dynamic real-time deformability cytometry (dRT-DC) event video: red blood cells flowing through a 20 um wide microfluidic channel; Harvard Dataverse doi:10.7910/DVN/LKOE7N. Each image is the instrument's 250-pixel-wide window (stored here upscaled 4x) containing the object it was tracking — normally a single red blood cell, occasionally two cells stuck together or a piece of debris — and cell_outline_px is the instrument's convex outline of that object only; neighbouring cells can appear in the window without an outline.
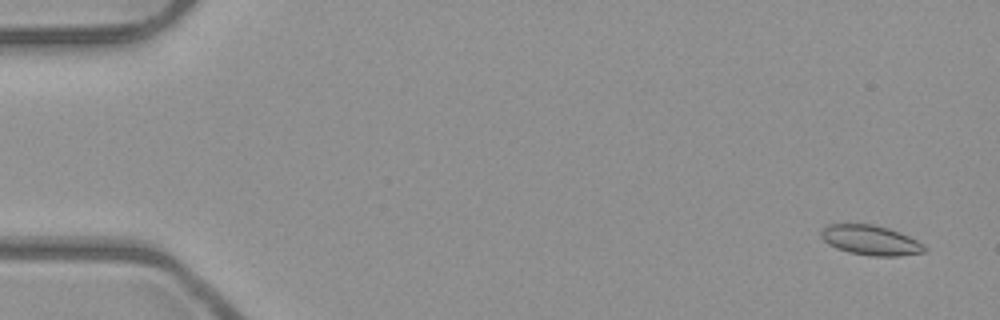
{"species": "common noctule bat (a hibernating species)", "species_latin": "Nyctalus noctula", "temperature_condition": "room temperature", "stored_images_in_passage": 53, "camera_frame_rate_fps": 3000, "um_per_image_px": 0.085, "animal": {"sex": "male", "body_mass_g": 23.1, "forearm_length_mm": 52.7}, "frame": {"image": 1, "passage_image": 3, "time_ms": 0.667, "image_size_px": [1000, 320], "cell_outline_px": [[928, 248], [924, 252], [900, 256], [872, 256], [848, 252], [836, 248], [828, 244], [820, 236], [820, 232], [828, 224], [872, 224], [888, 228], [900, 232], [924, 244]], "centroid_in_image_um": [74.01, 20.42], "position_along_channel_um": 11.0, "area_um2": 18.03}}
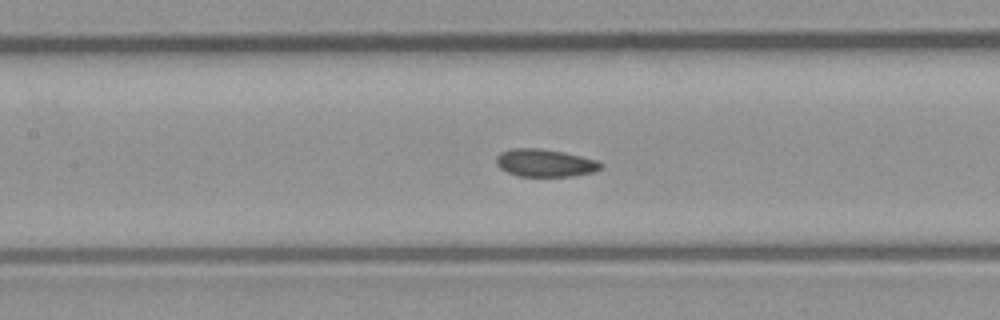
{"frame": {"image": 2, "passage_image": 25, "time_ms": 8.0, "image_size_px": [1000, 320], "cell_outline_px": [[604, 164], [600, 168], [592, 172], [572, 176], [516, 176], [500, 168], [496, 164], [496, 156], [500, 152], [512, 148], [540, 148], [564, 152], [596, 160]], "centroid_in_image_um": [46.29, 13.84], "position_along_channel_um": 161.1, "area_um2": 16.82}}
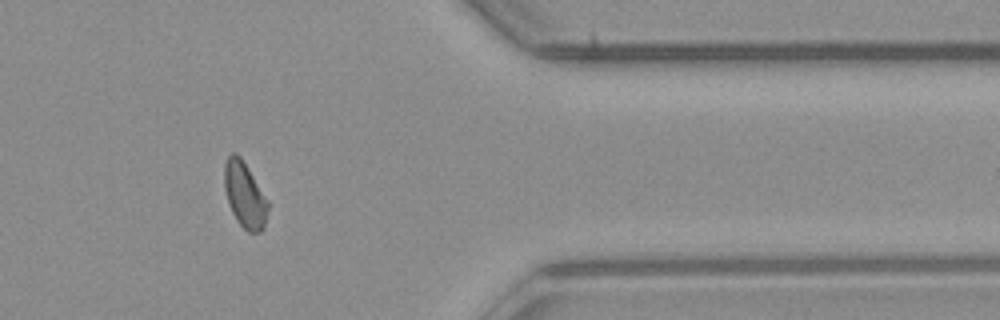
{"frame": {"image": 3, "passage_image": 44, "time_ms": 14.333, "image_size_px": [1000, 320], "cell_outline_px": [[268, 208], [264, 228], [260, 232], [248, 232], [236, 220], [232, 212], [224, 188], [224, 164], [228, 156], [232, 152], [236, 152], [240, 156], [268, 200]], "centroid_in_image_um": [20.79, 16.56], "position_along_channel_um": 390.6, "area_um2": 16.53}, "authors_computed_cell_mechanics": {"area_um2": 17.051, "velocity_mm_per_s": 3.9575, "shape_relaxation_time_tau1_ms": 4.8142, "shape_relaxation_time_tau2_ms": 3.7052, "deformation_change_tau1": 0.0941, "deformation_change_tau2": 0.0901}}